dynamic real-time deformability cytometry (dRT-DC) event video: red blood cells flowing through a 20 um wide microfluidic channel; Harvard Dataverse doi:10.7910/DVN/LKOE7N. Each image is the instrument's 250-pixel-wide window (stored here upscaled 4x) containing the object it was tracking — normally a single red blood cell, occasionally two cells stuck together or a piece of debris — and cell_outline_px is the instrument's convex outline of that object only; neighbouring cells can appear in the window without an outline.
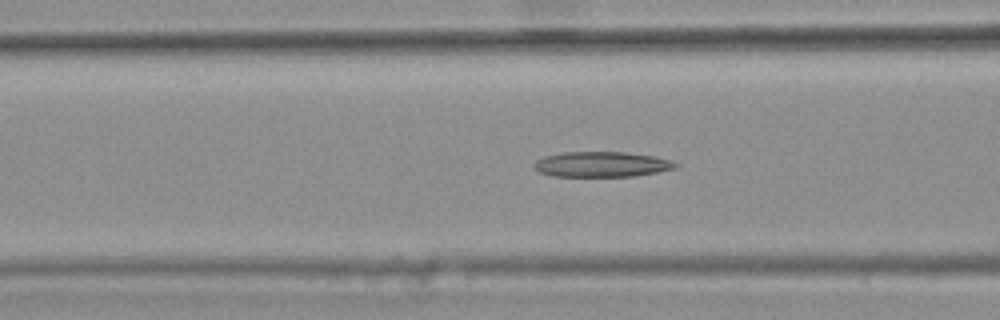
{"species": "common noctule bat (a hibernating species)", "species_latin": "Nyctalus noctula", "temperature_condition": "warm", "stored_images_in_passage": 48, "camera_frame_rate_fps": 3000, "um_per_image_px": 0.085, "animal": {"sex": "female", "body_mass_g": 25.1}, "frame": {"image": 1, "passage_image": 21, "time_ms": 6.667, "image_size_px": [1000, 320], "cell_outline_px": [[680, 164], [676, 168], [656, 172], [632, 176], [552, 176], [540, 172], [532, 164], [536, 160], [544, 156], [564, 152], [624, 152], [652, 156], [668, 160]], "centroid_in_image_um": [51.11, 13.96], "position_along_channel_um": 115.5, "area_um2": 20.63}}
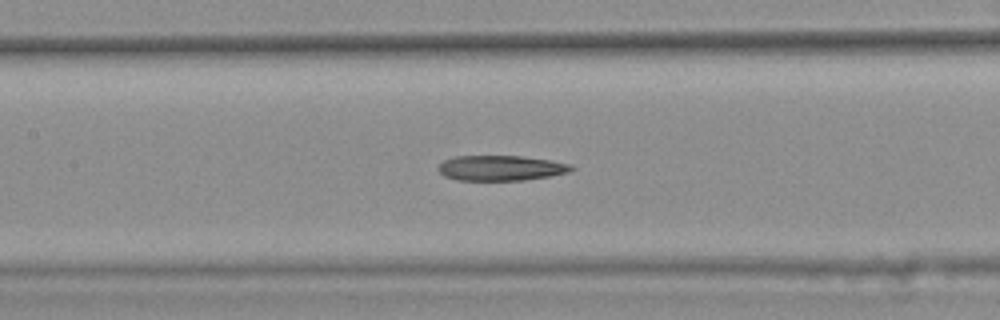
{"frame": {"image": 2, "passage_image": 25, "time_ms": 8.0, "image_size_px": [1000, 320], "cell_outline_px": [[576, 168], [568, 172], [548, 176], [524, 180], [456, 180], [444, 176], [436, 168], [444, 160], [456, 156], [520, 156], [552, 160], [572, 164]], "centroid_in_image_um": [42.58, 14.28], "position_along_channel_um": 164.8, "area_um2": 19.59}}
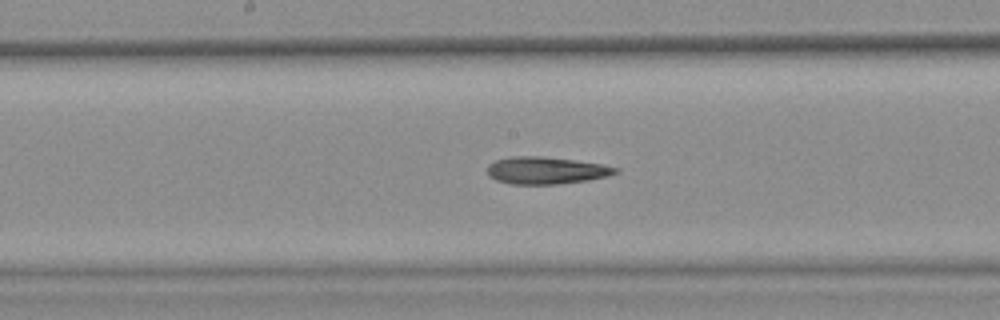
{"frame": {"image": 3, "passage_image": 28, "time_ms": 9.0, "image_size_px": [1000, 320], "cell_outline_px": [[620, 172], [608, 176], [588, 180], [556, 184], [512, 184], [496, 180], [488, 176], [488, 164], [496, 160], [512, 156], [544, 156], [600, 164], [620, 168]], "centroid_in_image_um": [46.42, 14.48], "position_along_channel_um": 201.8, "area_um2": 20.29}, "authors_computed_cell_mechanics": {"area_um2": 20.7791, "velocity_mm_per_s": 3.7037, "shape_relaxation_time_tau1_ms": null, "shape_relaxation_time_tau2_ms": 5.8038, "deformation_change_tau1": null, "deformation_change_tau2": 0.1689}}